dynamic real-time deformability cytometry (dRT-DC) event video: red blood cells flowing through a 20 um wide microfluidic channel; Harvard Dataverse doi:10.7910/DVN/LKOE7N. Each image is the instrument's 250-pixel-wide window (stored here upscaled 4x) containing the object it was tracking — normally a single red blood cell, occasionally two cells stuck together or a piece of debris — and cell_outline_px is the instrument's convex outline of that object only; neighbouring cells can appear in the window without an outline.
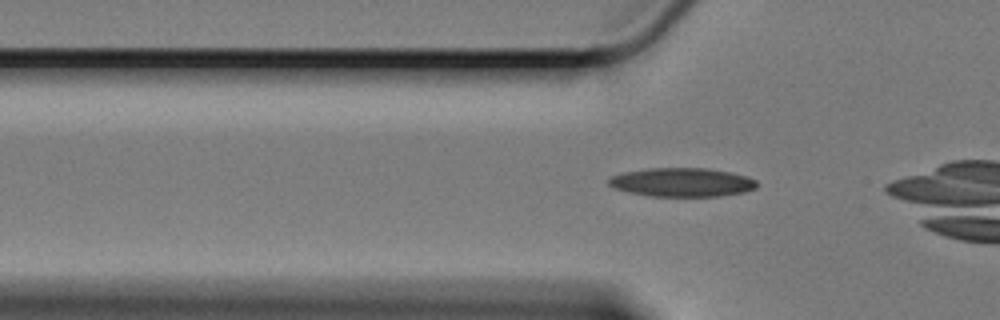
{"species": "Egyptian fruit bat (a non-hibernating species)", "species_latin": "Rousettus aegyptiacus", "temperature_condition": "cold", "stored_images_in_passage": 43, "camera_frame_rate_fps": 3000, "um_per_image_px": 0.085, "animal": {"sex": "female"}, "frame": {"image": 1, "passage_image": 14, "time_ms": 4.333, "image_size_px": [1000, 320], "cell_outline_px": [[756, 188], [744, 192], [720, 196], [648, 196], [628, 192], [612, 188], [608, 184], [608, 180], [612, 176], [624, 172], [648, 168], [708, 168], [748, 176], [756, 180]], "centroid_in_image_um": [57.95, 15.49], "position_along_channel_um": 67.9, "area_um2": 24.91}}
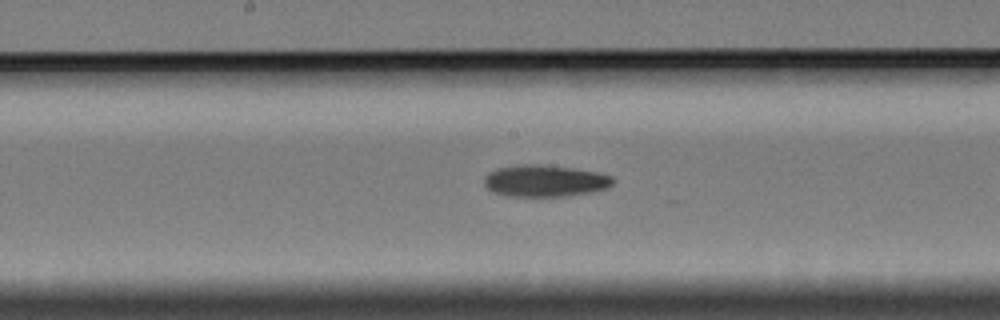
{"frame": {"image": 2, "passage_image": 26, "time_ms": 8.333, "image_size_px": [1000, 320], "cell_outline_px": [[616, 180], [608, 188], [592, 192], [564, 196], [508, 196], [492, 192], [484, 184], [484, 176], [488, 172], [496, 168], [516, 164], [540, 164], [576, 168], [600, 172], [612, 176]], "centroid_in_image_um": [46.33, 15.35], "position_along_channel_um": 201.9, "area_um2": 24.28}}
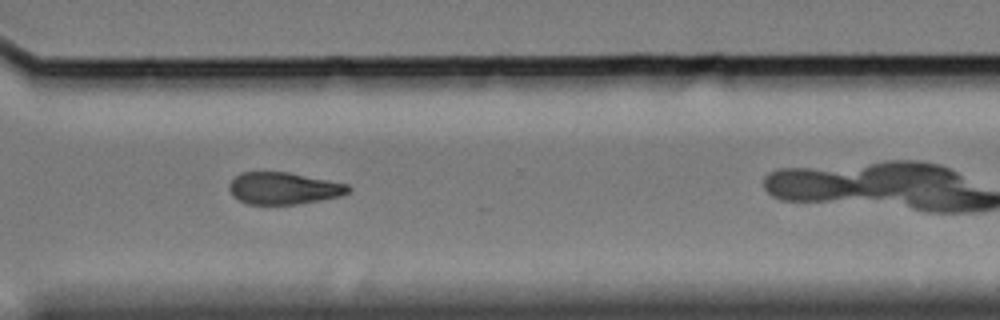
{"frame": {"image": 3, "passage_image": 39, "time_ms": 12.667, "image_size_px": [1000, 320], "cell_outline_px": [[352, 188], [348, 192], [340, 196], [320, 200], [296, 204], [248, 204], [240, 200], [228, 188], [228, 184], [240, 172], [288, 172], [348, 184]], "centroid_in_image_um": [24.12, 16.0], "position_along_channel_um": 346.5, "area_um2": 21.96}}